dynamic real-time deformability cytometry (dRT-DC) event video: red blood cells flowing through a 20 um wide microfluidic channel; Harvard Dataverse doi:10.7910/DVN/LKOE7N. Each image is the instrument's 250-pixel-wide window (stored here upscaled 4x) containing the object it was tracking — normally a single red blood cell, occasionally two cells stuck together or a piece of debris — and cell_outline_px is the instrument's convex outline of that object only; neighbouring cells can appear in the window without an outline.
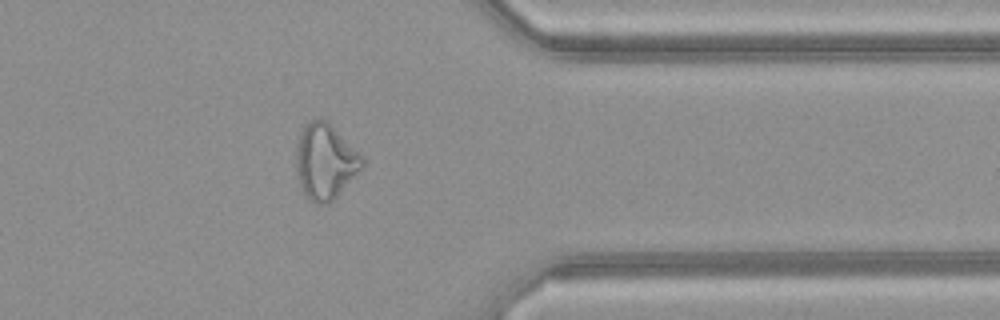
{"species": "common noctule bat (a hibernating species)", "species_latin": "Nyctalus noctula", "temperature_condition": "warm", "stored_images_in_passage": 46, "camera_frame_rate_fps": 3000, "um_per_image_px": 0.085, "animal": {"sex": "female", "body_mass_g": 21.9}, "frame": {"image": 1, "passage_image": 40, "time_ms": 13.0, "image_size_px": [1000, 320], "cell_outline_px": [[364, 164], [336, 196], [328, 204], [316, 204], [308, 200], [300, 184], [296, 168], [296, 144], [300, 128], [304, 124], [320, 116], [328, 120], [364, 156]], "centroid_in_image_um": [27.62, 13.65], "position_along_channel_um": 383.8, "area_um2": 29.36}}